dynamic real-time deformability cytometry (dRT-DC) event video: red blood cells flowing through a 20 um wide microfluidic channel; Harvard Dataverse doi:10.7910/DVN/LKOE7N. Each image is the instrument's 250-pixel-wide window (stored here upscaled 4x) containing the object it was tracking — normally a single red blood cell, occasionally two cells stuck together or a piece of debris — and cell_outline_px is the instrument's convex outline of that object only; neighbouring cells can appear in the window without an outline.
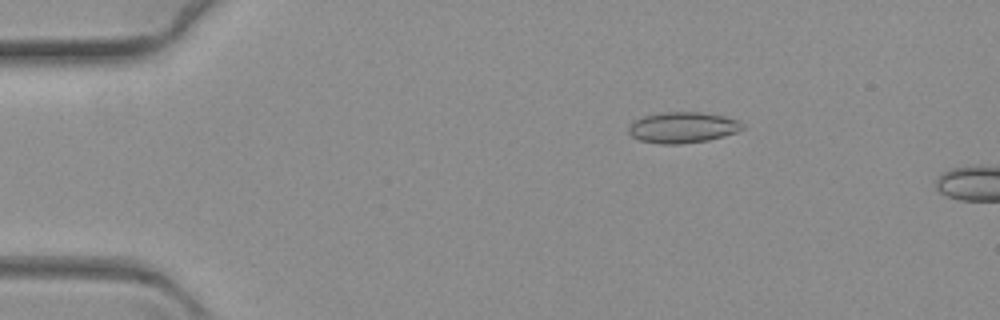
{"species": "common noctule bat (a hibernating species)", "species_latin": "Nyctalus noctula", "temperature_condition": "warm", "stored_images_in_passage": 11, "camera_frame_rate_fps": 3000, "um_per_image_px": 0.085, "animal": {"sex": "female", "body_mass_g": 19.3, "forearm_length_mm": 54.1}, "frame": {"image": 1, "passage_image": 7, "time_ms": 2.0, "image_size_px": [1000, 320], "cell_outline_px": [[744, 128], [736, 132], [724, 136], [708, 140], [680, 144], [660, 144], [640, 140], [632, 136], [628, 132], [628, 128], [636, 120], [644, 116], [664, 112], [700, 112], [724, 116], [740, 120], [744, 124]], "centroid_in_image_um": [58.07, 10.84], "position_along_channel_um": 26.9, "area_um2": 20.46}}